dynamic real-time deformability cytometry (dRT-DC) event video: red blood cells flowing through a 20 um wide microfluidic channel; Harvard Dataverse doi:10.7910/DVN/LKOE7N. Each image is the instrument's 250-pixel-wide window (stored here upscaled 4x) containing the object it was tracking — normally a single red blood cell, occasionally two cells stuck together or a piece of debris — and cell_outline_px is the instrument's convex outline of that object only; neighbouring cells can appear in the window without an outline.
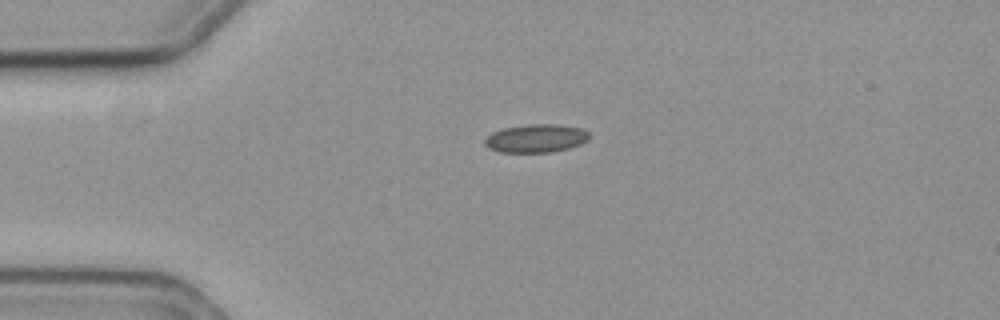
{"species": "common noctule bat (a hibernating species)", "species_latin": "Nyctalus noctula", "temperature_condition": "cold", "stored_images_in_passage": 35, "camera_frame_rate_fps": 3000, "um_per_image_px": 0.085, "animal": {"sex": "female", "body_mass_g": 19.3, "forearm_length_mm": 54.1}, "frame": {"image": 1, "passage_image": 1, "time_ms": 0.0, "image_size_px": [1000, 320], "cell_outline_px": [[588, 140], [580, 144], [568, 148], [552, 152], [500, 152], [488, 148], [484, 144], [484, 140], [492, 132], [504, 128], [528, 124], [556, 124], [584, 128], [588, 132]], "centroid_in_image_um": [45.56, 11.75], "position_along_channel_um": 39.4, "area_um2": 17.22}}
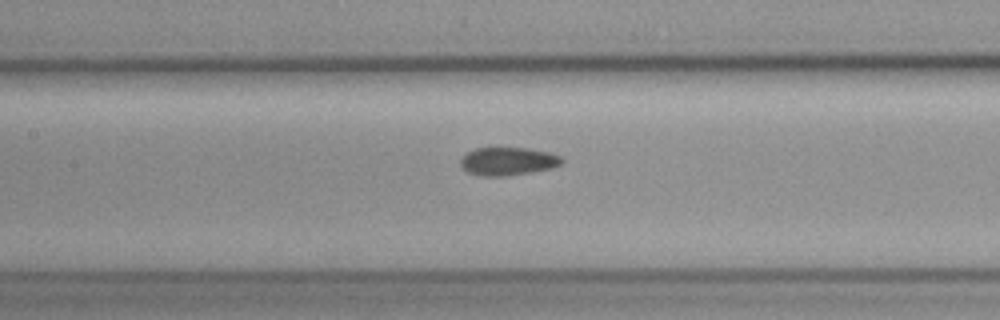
{"frame": {"image": 2, "passage_image": 14, "time_ms": 4.333, "image_size_px": [1000, 320], "cell_outline_px": [[564, 160], [560, 164], [552, 168], [508, 176], [480, 176], [468, 172], [460, 164], [460, 160], [468, 152], [476, 148], [528, 148], [552, 152], [560, 156]], "centroid_in_image_um": [43.2, 13.71], "position_along_channel_um": 164.2, "area_um2": 16.59}}
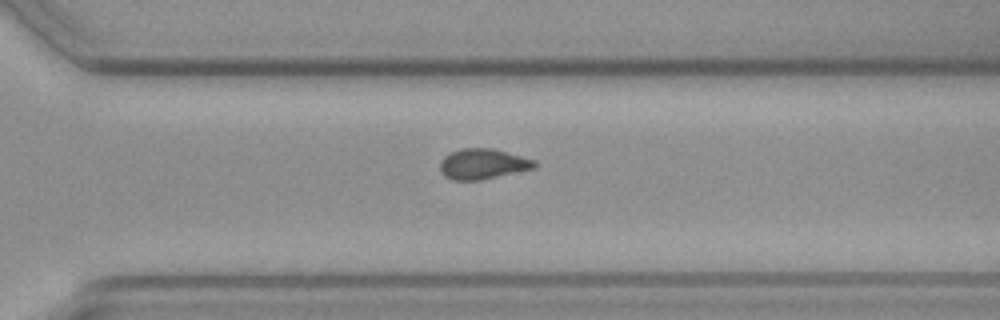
{"frame": {"image": 3, "passage_image": 28, "time_ms": 9.0, "image_size_px": [1000, 320], "cell_outline_px": [[536, 168], [480, 180], [452, 180], [444, 176], [440, 172], [440, 160], [444, 156], [460, 148], [492, 148], [536, 160]], "centroid_in_image_um": [41.02, 13.94], "position_along_channel_um": 329.6, "area_um2": 16.82}, "authors_computed_cell_mechanics": {"area_um2": 16.762, "velocity_mm_per_s": 3.55, "shape_relaxation_time_tau1_ms": null, "shape_relaxation_time_tau2_ms": 4.8838, "deformation_change_tau1": null, "deformation_change_tau2": 0.089}}